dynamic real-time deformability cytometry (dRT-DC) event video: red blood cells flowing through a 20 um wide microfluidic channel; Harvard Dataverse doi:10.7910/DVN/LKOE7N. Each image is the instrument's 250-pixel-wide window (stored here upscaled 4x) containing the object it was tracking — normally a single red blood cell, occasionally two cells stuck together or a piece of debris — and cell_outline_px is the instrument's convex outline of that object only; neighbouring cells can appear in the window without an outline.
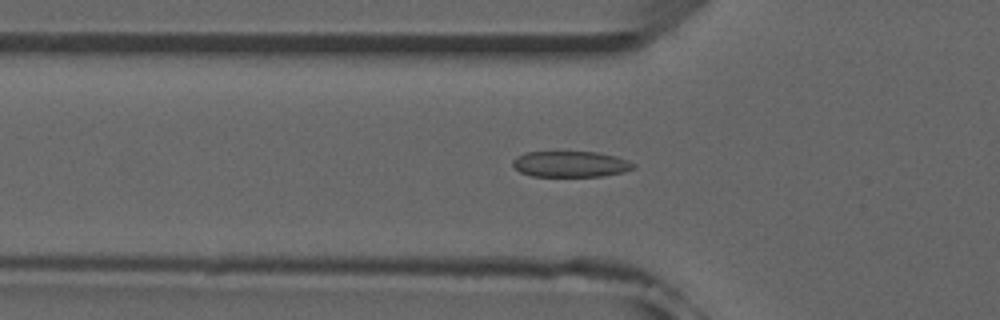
{"species": "common noctule bat (a hibernating species)", "species_latin": "Nyctalus noctula", "temperature_condition": "room temperature", "stored_images_in_passage": 35, "camera_frame_rate_fps": 3000, "um_per_image_px": 0.085, "animal": {"sex": "male", "forearm_length_mm": 52.5}, "frame": {"image": 1, "passage_image": 5, "time_ms": 1.333, "image_size_px": [1000, 320], "cell_outline_px": [[636, 168], [624, 172], [604, 176], [532, 176], [520, 172], [512, 164], [512, 160], [516, 156], [524, 152], [596, 152], [616, 156], [628, 160], [636, 164]], "centroid_in_image_um": [48.52, 13.95], "position_along_channel_um": 77.3, "area_um2": 18.38}}
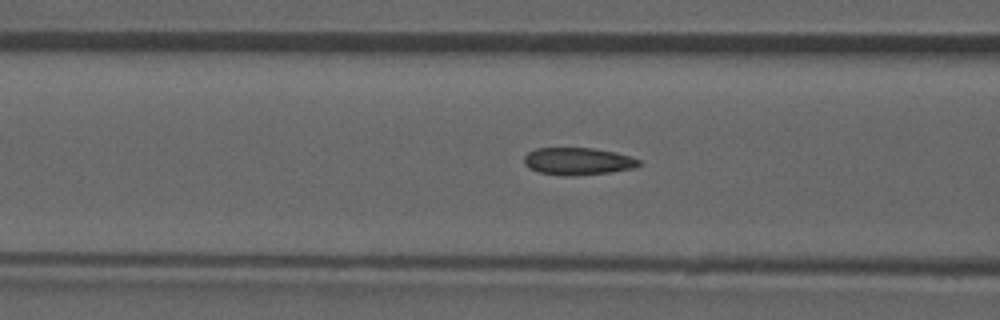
{"frame": {"image": 2, "passage_image": 8, "time_ms": 2.333, "image_size_px": [1000, 320], "cell_outline_px": [[640, 164], [636, 168], [612, 172], [572, 176], [568, 176], [540, 172], [528, 168], [524, 164], [524, 156], [528, 152], [536, 148], [596, 148], [616, 152], [640, 160]], "centroid_in_image_um": [49.12, 13.7], "position_along_channel_um": 117.5, "area_um2": 18.38}, "authors_computed_cell_mechanics": {"area_um2": 18.2648, "velocity_mm_per_s": 3.9338, "shape_relaxation_time_tau1_ms": null, "shape_relaxation_time_tau2_ms": 1.8279, "deformation_change_tau1": null, "deformation_change_tau2": 0.0885}}